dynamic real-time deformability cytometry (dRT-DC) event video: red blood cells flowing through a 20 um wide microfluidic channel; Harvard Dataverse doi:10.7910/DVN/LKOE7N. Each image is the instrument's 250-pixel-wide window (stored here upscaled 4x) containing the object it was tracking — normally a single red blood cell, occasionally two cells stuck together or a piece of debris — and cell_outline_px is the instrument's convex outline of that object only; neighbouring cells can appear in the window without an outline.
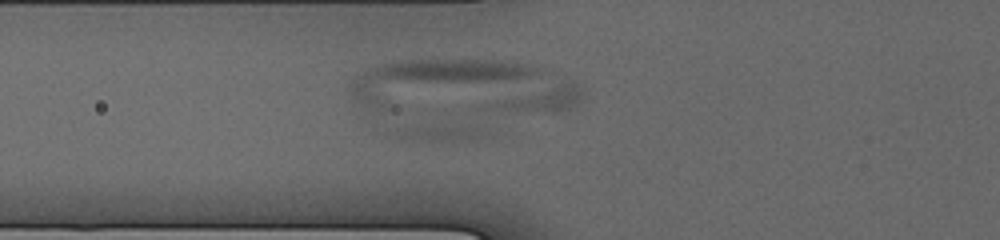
{"species": "human", "species_latin": "Homo sapiens", "temperature_condition": "cold", "stored_images_in_passage": 22, "camera_frame_rate_fps": 3000, "um_per_image_px": 0.085, "donor": {"sex": "male"}, "frame": {"image": 1, "passage_image": 4, "time_ms": 1.667, "image_size_px": [1000, 240], "cell_outline_px": [[584, 96], [580, 104], [572, 108], [492, 136], [480, 140], [420, 140], [404, 136], [392, 132], [476, 104], [564, 84], [580, 84], [584, 92]], "centroid_in_image_um": [42.26, 9.78], "position_along_channel_um": 83.5, "area_um2": 36.13}}